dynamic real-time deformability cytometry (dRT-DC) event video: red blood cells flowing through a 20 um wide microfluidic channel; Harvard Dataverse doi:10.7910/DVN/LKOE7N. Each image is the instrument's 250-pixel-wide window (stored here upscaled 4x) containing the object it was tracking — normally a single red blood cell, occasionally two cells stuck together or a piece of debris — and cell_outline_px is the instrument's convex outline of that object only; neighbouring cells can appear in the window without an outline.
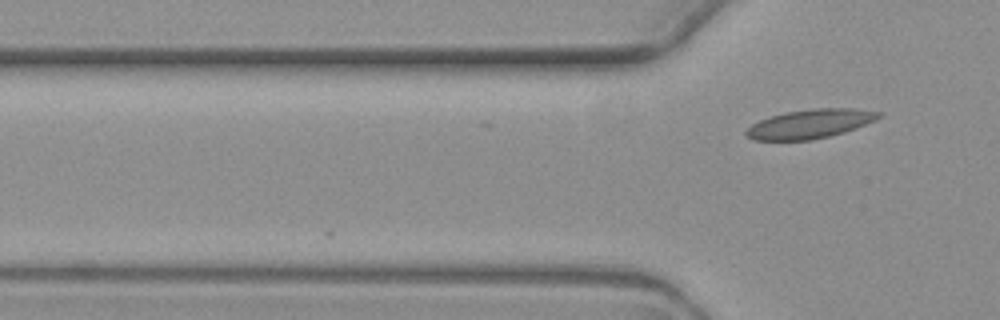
{"species": "common noctule bat (a hibernating species)", "species_latin": "Nyctalus noctula", "temperature_condition": "warm", "stored_images_in_passage": 2, "camera_frame_rate_fps": 3000, "um_per_image_px": 0.085, "animal": {"sex": "female", "body_mass_g": 19.3, "forearm_length_mm": 54.1}, "frame": {"image": 1, "passage_image": 2, "time_ms": 1.0, "image_size_px": [1000, 320], "cell_outline_px": [[880, 116], [876, 120], [844, 132], [812, 140], [752, 140], [744, 132], [752, 124], [760, 120], [772, 116], [788, 112], [816, 108], [852, 108], [880, 112]], "centroid_in_image_um": [68.85, 10.53], "position_along_channel_um": 57.0, "area_um2": 22.08}}